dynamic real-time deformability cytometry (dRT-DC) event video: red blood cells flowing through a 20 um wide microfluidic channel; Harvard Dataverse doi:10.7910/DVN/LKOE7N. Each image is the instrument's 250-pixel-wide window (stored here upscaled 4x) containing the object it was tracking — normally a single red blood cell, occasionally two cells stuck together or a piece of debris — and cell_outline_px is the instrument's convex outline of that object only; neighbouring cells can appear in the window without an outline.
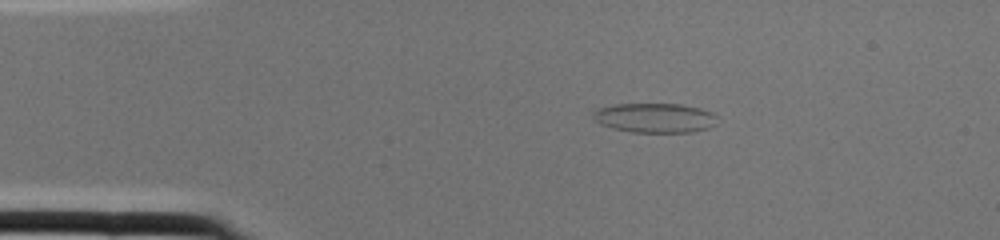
{"species": "common noctule bat (a hibernating species)", "species_latin": "Nyctalus noctula", "temperature_condition": "cold", "stored_images_in_passage": 1, "camera_frame_rate_fps": 3000, "um_per_image_px": 0.085, "animal": {"sex": "female", "body_mass_g": 22.0, "forearm_length_mm": 56.7}, "frame": {"image": 1, "passage_image": 1, "time_ms": 0.0, "image_size_px": [1000, 240], "cell_outline_px": [[716, 116], [712, 124], [708, 128], [692, 132], [632, 132], [612, 128], [600, 124], [592, 116], [592, 112], [596, 108], [612, 104], [680, 104], [700, 108], [712, 112]], "centroid_in_image_um": [55.59, 10.01], "position_along_channel_um": 29.4, "area_um2": 21.33}}